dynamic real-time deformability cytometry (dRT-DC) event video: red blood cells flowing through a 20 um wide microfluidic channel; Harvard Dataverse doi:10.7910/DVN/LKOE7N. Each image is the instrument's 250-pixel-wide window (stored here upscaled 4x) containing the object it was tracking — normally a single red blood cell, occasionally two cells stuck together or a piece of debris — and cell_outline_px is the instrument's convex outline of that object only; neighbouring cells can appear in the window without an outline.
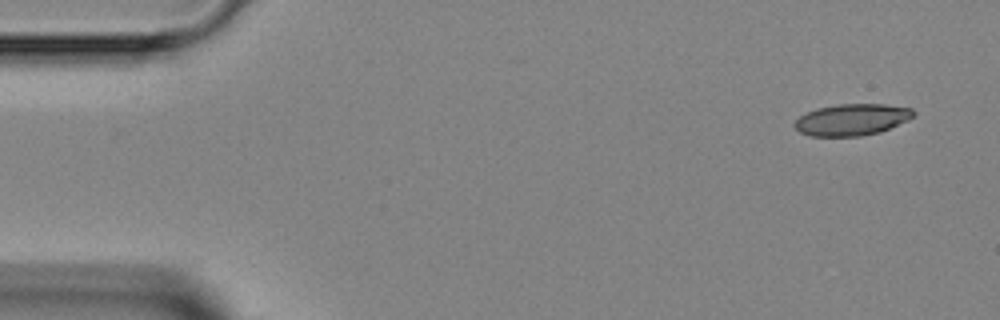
{"species": "Egyptian fruit bat (a non-hibernating species)", "species_latin": "Rousettus aegyptiacus", "temperature_condition": "room temperature", "stored_images_in_passage": 4, "camera_frame_rate_fps": 3000, "um_per_image_px": 0.085, "animal": {"sex": "female"}, "frame": {"image": 1, "passage_image": 1, "time_ms": 0.0, "image_size_px": [1000, 320], "cell_outline_px": [[916, 112], [908, 120], [880, 132], [860, 136], [812, 136], [800, 132], [792, 124], [800, 116], [816, 108], [836, 104], [884, 104], [912, 108]], "centroid_in_image_um": [72.41, 10.16], "position_along_channel_um": 12.6, "area_um2": 21.85}}
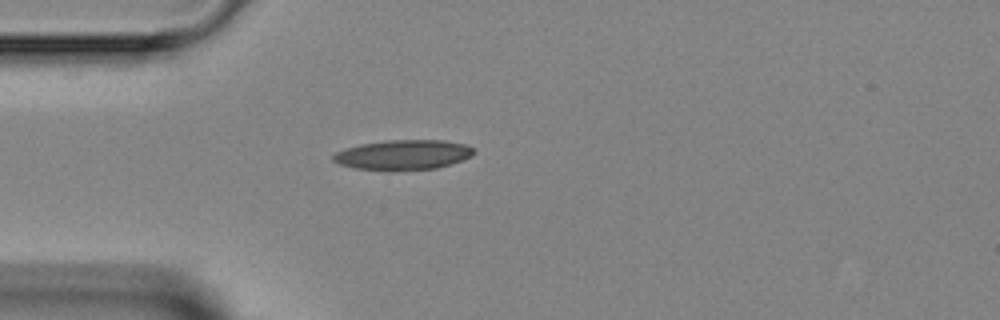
{"frame": {"image": 2, "passage_image": 4, "time_ms": 3.333, "image_size_px": [1000, 320], "cell_outline_px": [[476, 152], [472, 156], [436, 168], [356, 168], [340, 164], [332, 160], [332, 156], [336, 152], [360, 144], [388, 140], [444, 140], [464, 144], [476, 148]], "centroid_in_image_um": [34.32, 13.11], "position_along_channel_um": 50.7, "area_um2": 23.58}}